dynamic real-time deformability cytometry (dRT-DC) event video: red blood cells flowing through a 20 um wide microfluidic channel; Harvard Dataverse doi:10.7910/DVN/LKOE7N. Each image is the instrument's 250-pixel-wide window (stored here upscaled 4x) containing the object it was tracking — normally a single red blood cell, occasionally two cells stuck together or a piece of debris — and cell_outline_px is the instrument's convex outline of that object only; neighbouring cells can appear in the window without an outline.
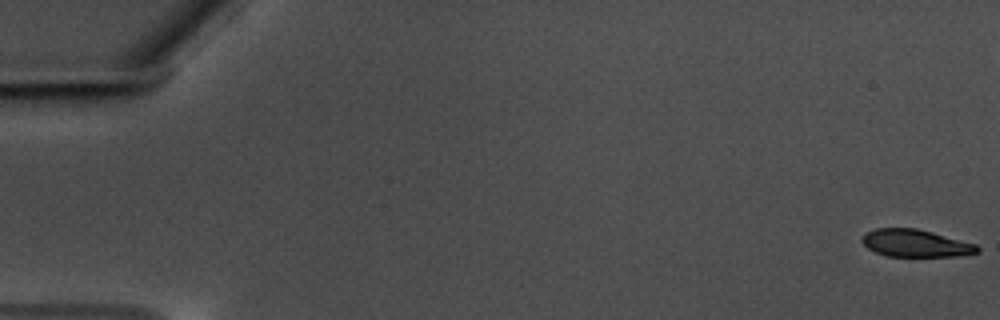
{"species": "common noctule bat (a hibernating species)", "species_latin": "Nyctalus noctula", "temperature_condition": "warm", "stored_images_in_passage": 12, "camera_frame_rate_fps": 3000, "um_per_image_px": 0.085, "animal": {"sex": "male", "body_mass_g": 17.5, "forearm_length_mm": 52.3}, "frame": {"image": 1, "passage_image": 1, "time_ms": 0.0, "image_size_px": [1000, 320], "cell_outline_px": [[980, 252], [960, 256], [888, 256], [876, 252], [868, 248], [860, 240], [864, 232], [876, 228], [916, 228], [932, 232], [976, 244], [980, 248]], "centroid_in_image_um": [77.81, 20.67], "position_along_channel_um": 7.2, "area_um2": 18.44}}